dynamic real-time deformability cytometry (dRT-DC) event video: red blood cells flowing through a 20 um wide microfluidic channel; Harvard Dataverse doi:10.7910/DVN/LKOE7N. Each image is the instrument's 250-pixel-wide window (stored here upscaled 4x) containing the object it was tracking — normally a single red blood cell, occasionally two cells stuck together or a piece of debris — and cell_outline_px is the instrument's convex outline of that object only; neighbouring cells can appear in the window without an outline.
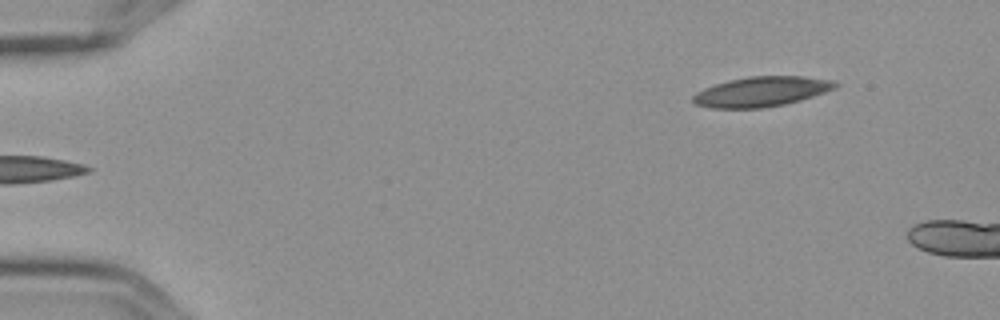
{"species": "Egyptian fruit bat (a non-hibernating species)", "species_latin": "Rousettus aegyptiacus", "temperature_condition": "cold", "stored_images_in_passage": 6, "camera_frame_rate_fps": 3000, "um_per_image_px": 0.085, "frame": {"image": 1, "passage_image": 6, "time_ms": 1.667, "image_size_px": [1000, 320], "cell_outline_px": [[840, 84], [836, 88], [800, 100], [784, 104], [764, 108], [712, 108], [696, 104], [692, 100], [692, 96], [696, 92], [704, 88], [728, 80], [748, 76], [804, 76], [836, 80]], "centroid_in_image_um": [64.75, 7.78], "position_along_channel_um": 20.3, "area_um2": 24.91}}